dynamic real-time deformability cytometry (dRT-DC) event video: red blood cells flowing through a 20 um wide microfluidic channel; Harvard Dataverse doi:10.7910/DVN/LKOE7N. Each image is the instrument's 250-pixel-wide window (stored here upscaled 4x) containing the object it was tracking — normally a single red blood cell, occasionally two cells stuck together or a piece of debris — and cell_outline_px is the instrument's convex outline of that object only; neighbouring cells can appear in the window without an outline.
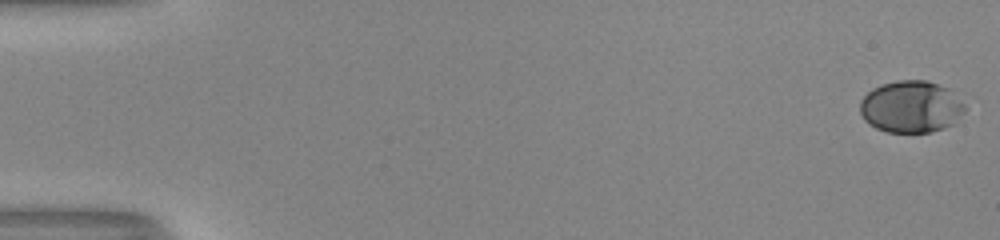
{"species": "human", "species_latin": "Homo sapiens", "temperature_condition": "room temperature", "stored_images_in_passage": 54, "camera_frame_rate_fps": 3000, "um_per_image_px": 0.085, "donor": {"sex": "male"}, "frame": {"image": 1, "passage_image": 1, "time_ms": 0.0, "image_size_px": [1000, 240], "cell_outline_px": [[964, 112], [952, 124], [932, 132], [888, 132], [876, 128], [868, 124], [864, 120], [860, 112], [860, 100], [872, 88], [880, 84], [896, 80], [924, 80], [948, 88], [964, 104]], "centroid_in_image_um": [77.39, 9.07], "position_along_channel_um": 7.6, "area_um2": 31.67}}
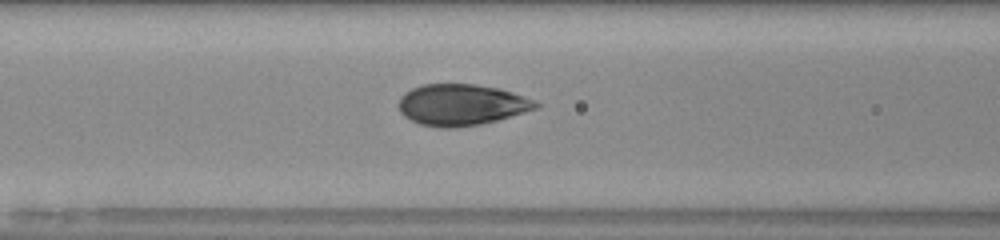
{"frame": {"image": 2, "passage_image": 24, "time_ms": 7.667, "image_size_px": [1000, 240], "cell_outline_px": [[540, 108], [496, 120], [480, 124], [456, 128], [440, 128], [420, 124], [404, 116], [400, 112], [400, 96], [404, 92], [420, 84], [472, 84], [500, 88], [536, 100], [540, 104]], "centroid_in_image_um": [39.24, 8.9], "position_along_channel_um": 127.4, "area_um2": 33.12}}
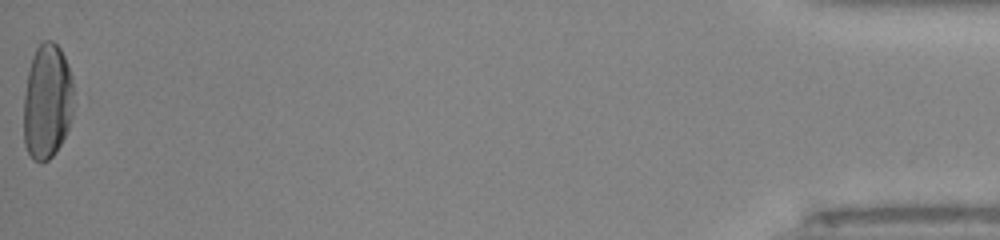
{"frame": {"image": 3, "passage_image": 54, "time_ms": 17.667, "image_size_px": [1000, 240], "cell_outline_px": [[72, 116], [68, 128], [56, 152], [48, 160], [40, 164], [32, 160], [24, 144], [24, 96], [28, 72], [32, 56], [36, 48], [44, 40], [52, 40], [60, 48], [68, 64], [72, 76]], "centroid_in_image_um": [4.0, 8.65], "position_along_channel_um": 431.2, "area_um2": 33.76}, "authors_computed_cell_mechanics": {"area_um2": 32.6859, "velocity_mm_per_s": 4.0212, "shape_relaxation_time_tau1_ms": 3.7626, "shape_relaxation_time_tau2_ms": null, "deformation_change_tau1": 0.1807, "deformation_change_tau2": null}}